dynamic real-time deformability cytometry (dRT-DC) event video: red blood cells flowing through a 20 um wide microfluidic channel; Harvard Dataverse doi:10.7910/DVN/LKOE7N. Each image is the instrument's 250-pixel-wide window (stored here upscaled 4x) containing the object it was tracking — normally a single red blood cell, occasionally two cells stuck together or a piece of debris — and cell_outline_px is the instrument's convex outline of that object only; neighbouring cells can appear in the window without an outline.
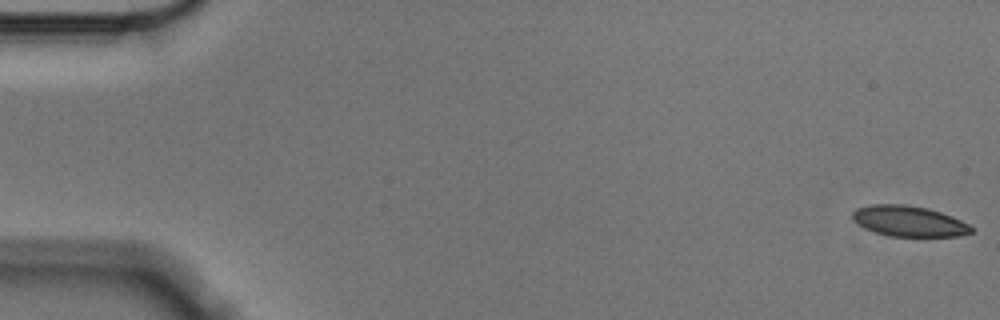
{"species": "Egyptian fruit bat (a non-hibernating species)", "species_latin": "Rousettus aegyptiacus", "temperature_condition": "cold", "stored_images_in_passage": 57, "camera_frame_rate_fps": 3000, "um_per_image_px": 0.085, "animal": {"sex": "male"}, "frame": {"image": 1, "passage_image": 1, "time_ms": 0.0, "image_size_px": [1000, 320], "cell_outline_px": [[976, 228], [972, 232], [960, 236], [892, 236], [876, 232], [864, 228], [852, 220], [852, 212], [856, 208], [872, 204], [904, 204], [928, 208], [952, 216]], "centroid_in_image_um": [77.26, 18.79], "position_along_channel_um": 7.7, "area_um2": 21.27}}
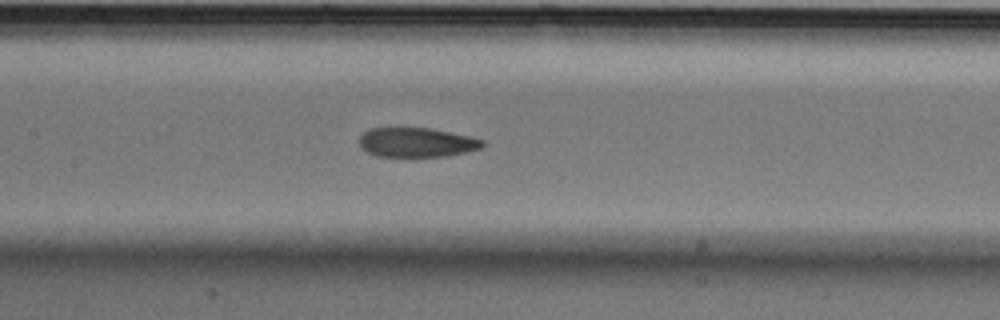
{"frame": {"image": 2, "passage_image": 27, "time_ms": 8.667, "image_size_px": [1000, 320], "cell_outline_px": [[484, 144], [480, 148], [448, 156], [412, 160], [408, 160], [376, 156], [360, 148], [360, 136], [368, 128], [432, 128], [472, 136], [484, 140]], "centroid_in_image_um": [35.4, 12.15], "position_along_channel_um": 172.0, "area_um2": 22.25}}
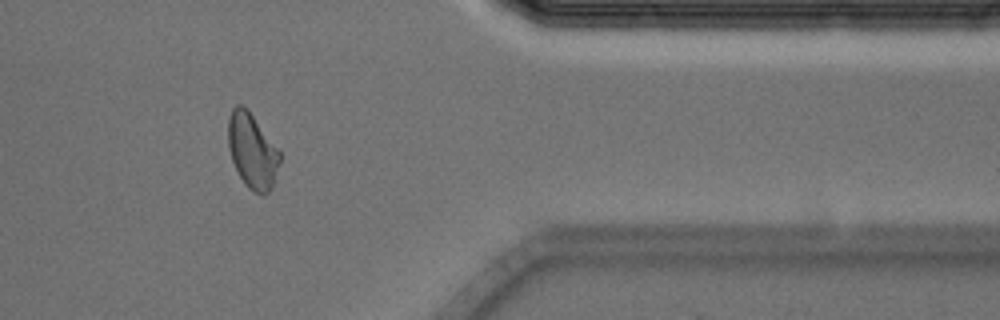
{"frame": {"image": 3, "passage_image": 47, "time_ms": 15.333, "image_size_px": [1000, 320], "cell_outline_px": [[280, 160], [272, 184], [268, 192], [260, 196], [248, 188], [244, 184], [232, 160], [228, 148], [228, 120], [232, 108], [236, 104], [240, 104], [252, 116], [280, 148]], "centroid_in_image_um": [21.44, 12.84], "position_along_channel_um": 390.0, "area_um2": 22.37}, "authors_computed_cell_mechanics": {"area_um2": 22.253, "velocity_mm_per_s": 3.5432, "shape_relaxation_time_tau1_ms": 6.4328, "shape_relaxation_time_tau2_ms": 2.6472, "deformation_change_tau1": 0.1465, "deformation_change_tau2": 0.08}}